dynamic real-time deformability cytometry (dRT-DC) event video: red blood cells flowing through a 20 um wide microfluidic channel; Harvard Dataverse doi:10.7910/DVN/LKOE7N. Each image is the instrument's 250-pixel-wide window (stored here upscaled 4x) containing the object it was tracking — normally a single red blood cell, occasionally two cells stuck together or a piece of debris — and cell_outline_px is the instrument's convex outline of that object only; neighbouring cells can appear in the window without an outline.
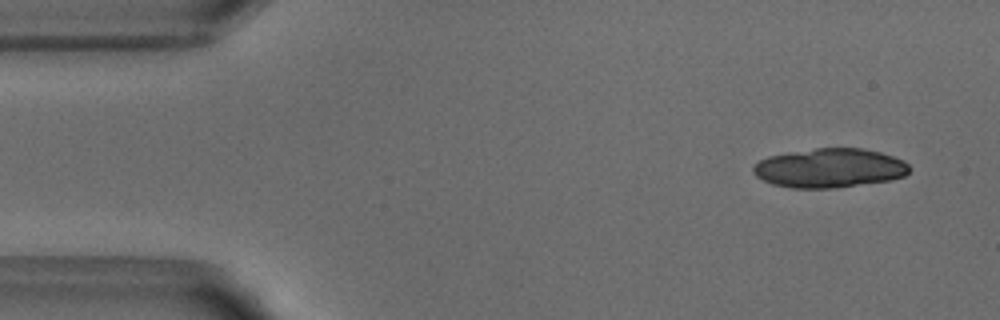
{"species": "common noctule bat (a hibernating species)", "species_latin": "Nyctalus noctula", "temperature_condition": "warm", "stored_images_in_passage": 18, "camera_frame_rate_fps": 3000, "um_per_image_px": 0.085, "animal": {"sex": "male", "body_mass_g": 18.8}, "frame": {"image": 1, "passage_image": 3, "time_ms": 0.667, "image_size_px": [1000, 320], "cell_outline_px": [[908, 172], [904, 176], [892, 180], [832, 188], [792, 188], [772, 184], [756, 176], [752, 172], [752, 164], [768, 156], [788, 152], [816, 148], [860, 148], [880, 152], [904, 160], [908, 164]], "centroid_in_image_um": [70.48, 14.28], "position_along_channel_um": 14.5, "area_um2": 35.72}}